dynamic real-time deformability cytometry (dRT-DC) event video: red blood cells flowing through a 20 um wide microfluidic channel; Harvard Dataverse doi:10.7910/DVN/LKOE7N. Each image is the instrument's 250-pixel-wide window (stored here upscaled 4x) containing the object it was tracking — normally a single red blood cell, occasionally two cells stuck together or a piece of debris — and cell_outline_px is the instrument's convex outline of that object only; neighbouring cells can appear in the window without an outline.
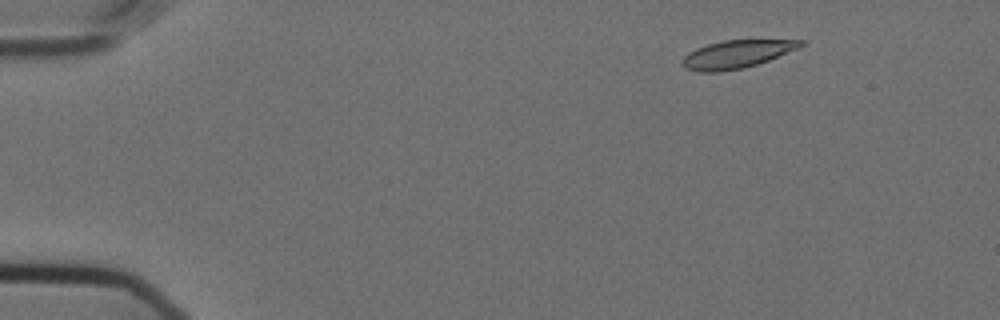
{"species": "Egyptian fruit bat (a non-hibernating species)", "species_latin": "Rousettus aegyptiacus", "temperature_condition": "cold", "stored_images_in_passage": 51, "camera_frame_rate_fps": 3000, "um_per_image_px": 0.085, "animal": {"sex": "female"}, "frame": {"image": 1, "passage_image": 1, "time_ms": 0.0, "image_size_px": [1000, 320], "cell_outline_px": [[804, 44], [800, 48], [768, 60], [744, 68], [720, 72], [696, 72], [684, 68], [680, 64], [680, 60], [688, 52], [696, 48], [708, 44], [724, 40], [804, 40]], "centroid_in_image_um": [62.56, 4.62], "position_along_channel_um": 22.4, "area_um2": 19.42}}
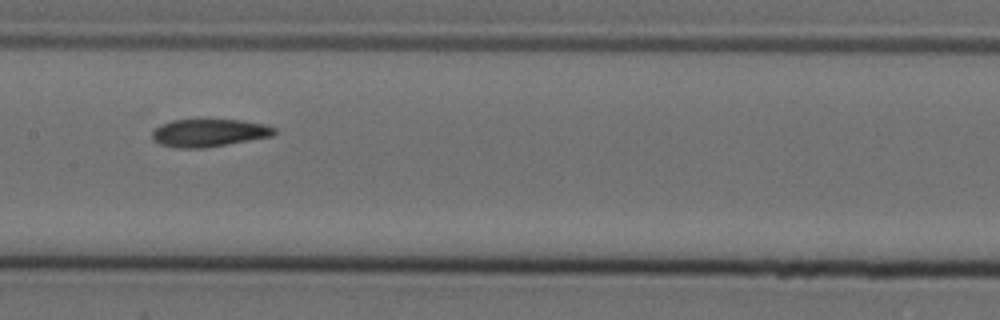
{"frame": {"image": 2, "passage_image": 23, "time_ms": 7.333, "image_size_px": [1000, 320], "cell_outline_px": [[276, 132], [272, 136], [204, 148], [176, 148], [160, 144], [152, 140], [152, 132], [160, 124], [172, 120], [244, 120], [264, 124], [276, 128]], "centroid_in_image_um": [17.75, 11.29], "position_along_channel_um": 189.7, "area_um2": 19.71}}
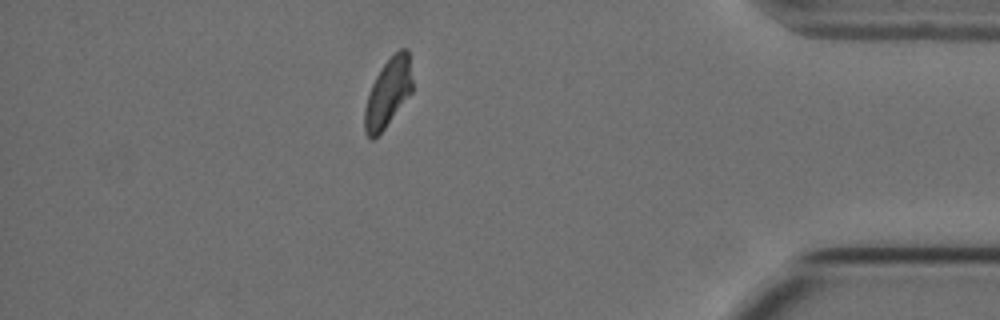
{"frame": {"image": 3, "passage_image": 44, "time_ms": 14.333, "image_size_px": [1000, 320], "cell_outline_px": [[412, 92], [384, 128], [372, 140], [364, 132], [364, 108], [372, 84], [376, 76], [384, 64], [400, 48], [408, 48], [412, 80]], "centroid_in_image_um": [32.98, 7.88], "position_along_channel_um": 402.2, "area_um2": 18.73}, "authors_computed_cell_mechanics": {"area_um2": 20.0566, "velocity_mm_per_s": 3.5565, "shape_relaxation_time_tau1_ms": null, "shape_relaxation_time_tau2_ms": 4.4577, "deformation_change_tau1": null, "deformation_change_tau2": 0.105}}